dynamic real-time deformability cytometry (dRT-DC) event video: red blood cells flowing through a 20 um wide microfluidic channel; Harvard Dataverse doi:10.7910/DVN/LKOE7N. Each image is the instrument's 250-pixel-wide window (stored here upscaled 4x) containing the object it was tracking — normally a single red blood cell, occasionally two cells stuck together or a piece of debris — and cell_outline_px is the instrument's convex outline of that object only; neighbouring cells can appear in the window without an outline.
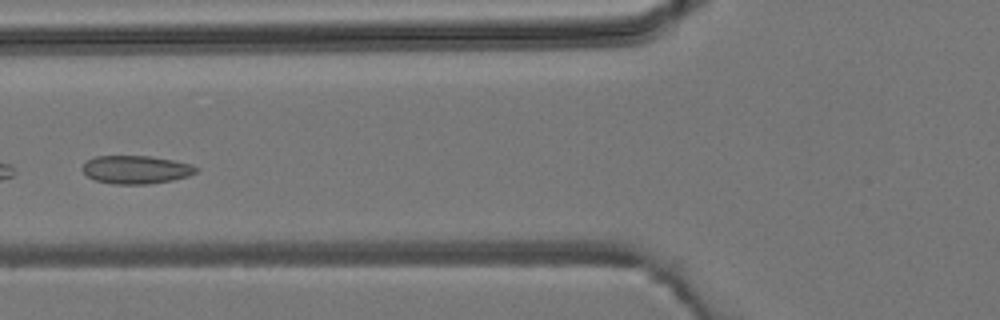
{"species": "common noctule bat (a hibernating species)", "species_latin": "Nyctalus noctula", "temperature_condition": "room temperature", "stored_images_in_passage": 7, "camera_frame_rate_fps": 3000, "um_per_image_px": 0.085, "animal": {"sex": "male", "body_mass_g": 19.2, "forearm_length_mm": 51.8}, "frame": {"image": 1, "passage_image": 6, "time_ms": 5.667, "image_size_px": [1000, 320], "cell_outline_px": [[200, 168], [196, 172], [188, 176], [172, 180], [148, 184], [116, 184], [96, 180], [88, 176], [80, 168], [88, 160], [96, 156], [148, 156], [172, 160], [192, 164]], "centroid_in_image_um": [11.58, 14.41], "position_along_channel_um": 114.2, "area_um2": 18.55}}
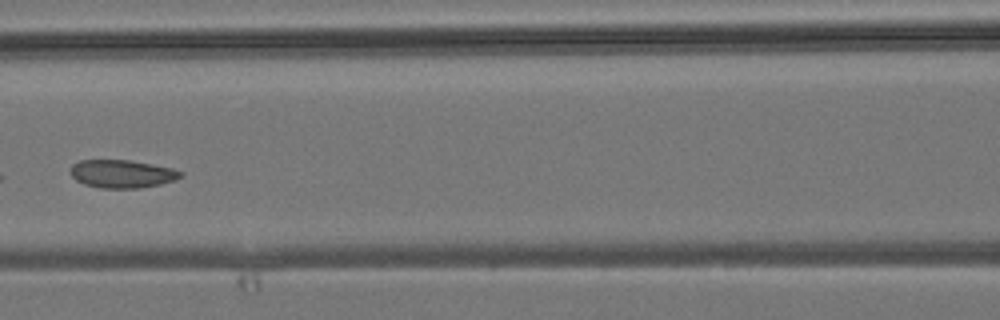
{"frame": {"image": 2, "passage_image": 7, "time_ms": 6.667, "image_size_px": [1000, 320], "cell_outline_px": [[184, 176], [176, 180], [160, 184], [140, 188], [100, 188], [84, 184], [76, 180], [68, 172], [72, 164], [80, 160], [128, 160], [152, 164], [172, 168], [184, 172]], "centroid_in_image_um": [10.38, 14.78], "position_along_channel_um": 156.2, "area_um2": 18.21}}